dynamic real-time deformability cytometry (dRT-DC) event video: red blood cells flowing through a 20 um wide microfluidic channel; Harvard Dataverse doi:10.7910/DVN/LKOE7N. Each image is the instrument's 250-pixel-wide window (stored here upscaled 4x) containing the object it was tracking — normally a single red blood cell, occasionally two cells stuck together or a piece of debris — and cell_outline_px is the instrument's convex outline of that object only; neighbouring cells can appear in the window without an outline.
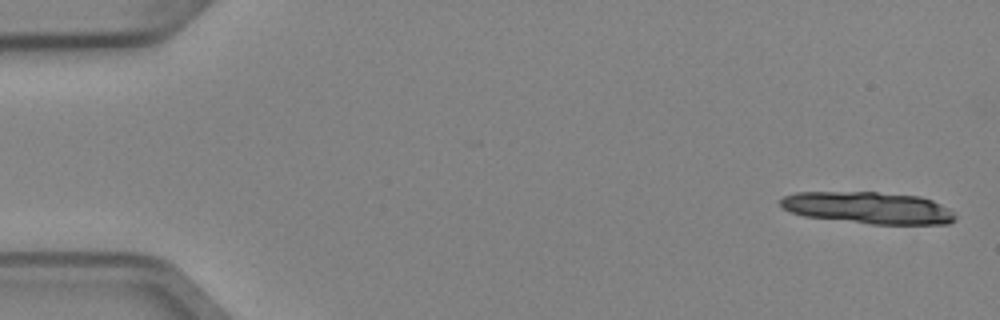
{"species": "Egyptian fruit bat (a non-hibernating species)", "species_latin": "Rousettus aegyptiacus", "temperature_condition": "cold", "stored_images_in_passage": 4, "camera_frame_rate_fps": 3000, "um_per_image_px": 0.085, "animal": {"sex": "female"}, "frame": {"image": 1, "passage_image": 1, "time_ms": 0.0, "image_size_px": [1000, 320], "cell_outline_px": [[956, 220], [948, 224], [872, 224], [804, 216], [788, 212], [780, 204], [780, 200], [784, 196], [796, 192], [876, 192], [920, 196], [932, 200], [948, 208], [956, 216]], "centroid_in_image_um": [73.8, 17.66], "position_along_channel_um": 11.2, "area_um2": 32.48}}